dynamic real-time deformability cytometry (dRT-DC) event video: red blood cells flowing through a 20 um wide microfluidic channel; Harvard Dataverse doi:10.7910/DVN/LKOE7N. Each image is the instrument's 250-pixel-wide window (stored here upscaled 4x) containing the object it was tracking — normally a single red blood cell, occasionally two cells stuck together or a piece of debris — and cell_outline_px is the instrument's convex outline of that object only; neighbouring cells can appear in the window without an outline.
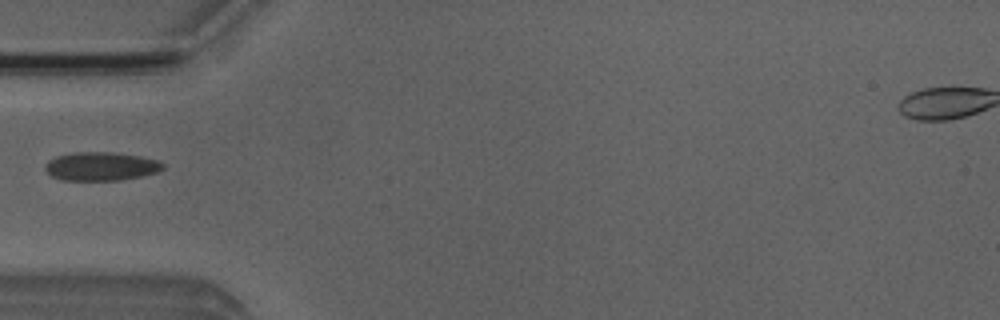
{"species": "Egyptian fruit bat (a non-hibernating species)", "species_latin": "Rousettus aegyptiacus", "temperature_condition": "room temperature", "stored_images_in_passage": 2, "camera_frame_rate_fps": 3000, "um_per_image_px": 0.085, "animal": {"sex": "male"}, "frame": {"image": 1, "passage_image": 1, "time_ms": 0.0, "image_size_px": [1000, 320], "cell_outline_px": [[164, 168], [160, 172], [120, 180], [60, 180], [52, 176], [44, 168], [44, 164], [48, 160], [56, 156], [76, 152], [112, 152], [140, 156], [160, 160], [164, 164]], "centroid_in_image_um": [8.6, 14.13], "position_along_channel_um": 76.4, "area_um2": 19.77}}